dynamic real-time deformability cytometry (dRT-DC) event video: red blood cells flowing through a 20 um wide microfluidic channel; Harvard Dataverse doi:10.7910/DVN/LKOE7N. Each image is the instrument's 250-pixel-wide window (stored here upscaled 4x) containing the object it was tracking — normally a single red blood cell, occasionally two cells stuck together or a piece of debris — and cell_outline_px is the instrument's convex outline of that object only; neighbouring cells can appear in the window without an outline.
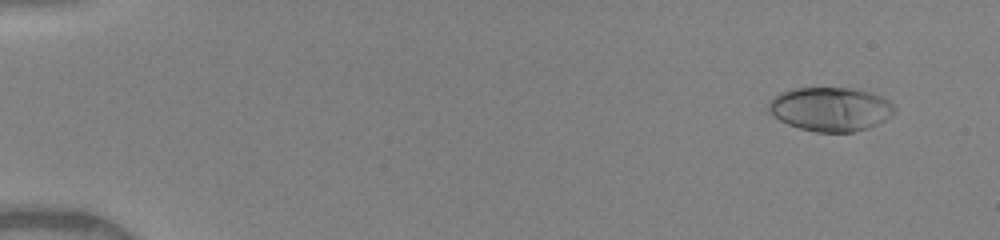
{"species": "human", "species_latin": "Homo sapiens", "temperature_condition": "warm", "stored_images_in_passage": 50, "camera_frame_rate_fps": 3000, "um_per_image_px": 0.085, "donor": {"sex": "female"}, "frame": {"image": 1, "passage_image": 4, "time_ms": 1.0, "image_size_px": [1000, 240], "cell_outline_px": [[896, 112], [884, 120], [868, 128], [852, 132], [816, 132], [800, 128], [788, 124], [772, 116], [768, 108], [768, 104], [780, 92], [792, 88], [852, 88], [868, 92], [880, 96], [888, 100], [896, 108]], "centroid_in_image_um": [70.59, 9.27], "position_along_channel_um": 14.4, "area_um2": 32.14}}
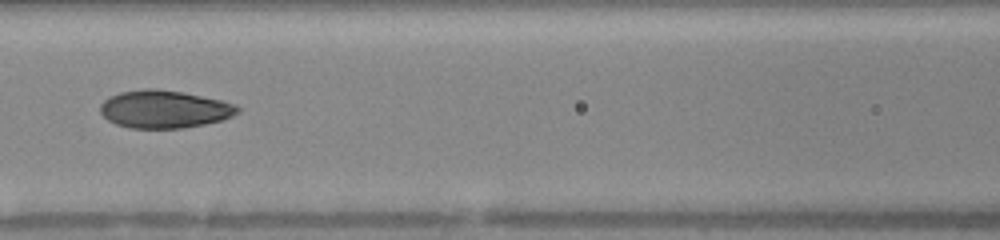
{"frame": {"image": 2, "passage_image": 24, "time_ms": 7.667, "image_size_px": [1000, 240], "cell_outline_px": [[240, 112], [224, 120], [204, 124], [180, 128], [132, 128], [116, 124], [108, 120], [100, 112], [100, 104], [104, 100], [120, 92], [144, 88], [156, 88], [184, 92], [220, 100], [236, 104], [240, 108]], "centroid_in_image_um": [13.99, 9.27], "position_along_channel_um": 152.6, "area_um2": 30.29}}
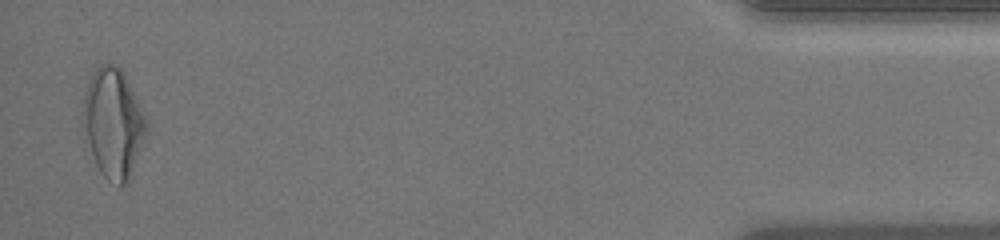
{"frame": {"image": 3, "passage_image": 49, "time_ms": 16.0, "image_size_px": [1000, 240], "cell_outline_px": [[148, 128], [128, 180], [120, 188], [108, 180], [100, 172], [96, 164], [80, 116], [84, 96], [88, 80], [96, 68], [100, 64], [116, 64], [124, 72], [148, 124]], "centroid_in_image_um": [9.6, 10.44], "position_along_channel_um": 425.6, "area_um2": 39.94}, "authors_computed_cell_mechanics": {"area_um2": 30.6918, "velocity_mm_per_s": 4.144, "shape_relaxation_time_tau1_ms": 5.1935, "shape_relaxation_time_tau2_ms": 0.9868, "deformation_change_tau1": 0.2097, "deformation_change_tau2": 0.0626}}